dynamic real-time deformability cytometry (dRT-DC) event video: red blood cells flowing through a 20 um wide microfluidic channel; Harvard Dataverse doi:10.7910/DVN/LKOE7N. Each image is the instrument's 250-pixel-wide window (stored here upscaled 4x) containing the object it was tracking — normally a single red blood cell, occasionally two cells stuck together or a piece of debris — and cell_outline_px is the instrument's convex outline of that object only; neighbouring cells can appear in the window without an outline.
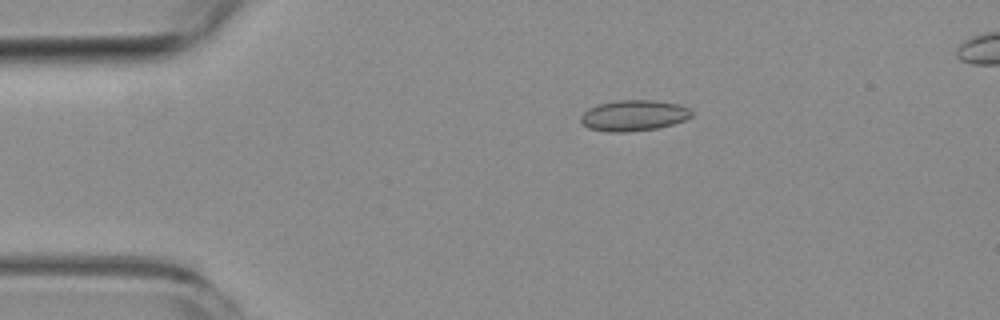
{"species": "common noctule bat (a hibernating species)", "species_latin": "Nyctalus noctula", "temperature_condition": "room temperature", "stored_images_in_passage": 8, "camera_frame_rate_fps": 3000, "um_per_image_px": 0.085, "animal": {"sex": "female", "body_mass_g": 19.3, "forearm_length_mm": 54.1}, "frame": {"image": 1, "passage_image": 2, "time_ms": 2.0, "image_size_px": [1000, 320], "cell_outline_px": [[692, 116], [684, 120], [672, 124], [656, 128], [628, 132], [608, 132], [588, 128], [580, 120], [580, 116], [588, 108], [596, 104], [616, 100], [652, 100], [680, 104], [688, 108], [692, 112]], "centroid_in_image_um": [53.84, 9.81], "position_along_channel_um": 31.2, "area_um2": 20.0}}
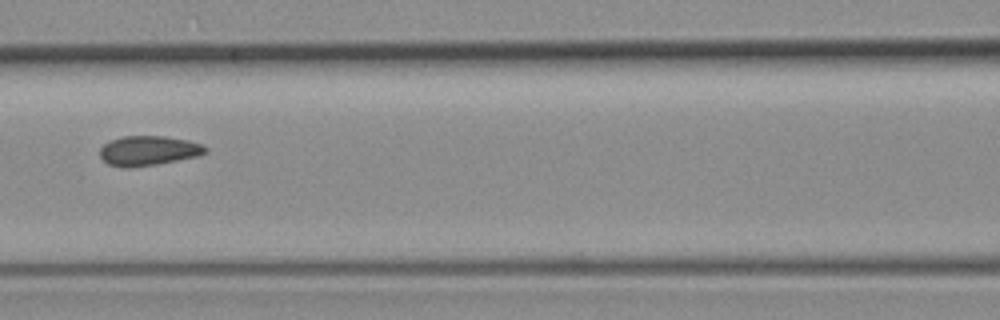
{"frame": {"image": 2, "passage_image": 6, "time_ms": 6.667, "image_size_px": [1000, 320], "cell_outline_px": [[208, 152], [200, 156], [156, 164], [128, 168], [124, 168], [108, 164], [100, 156], [100, 148], [104, 144], [112, 140], [124, 136], [164, 136], [188, 140], [204, 144], [208, 148]], "centroid_in_image_um": [12.67, 12.81], "position_along_channel_um": 153.9, "area_um2": 18.38}}
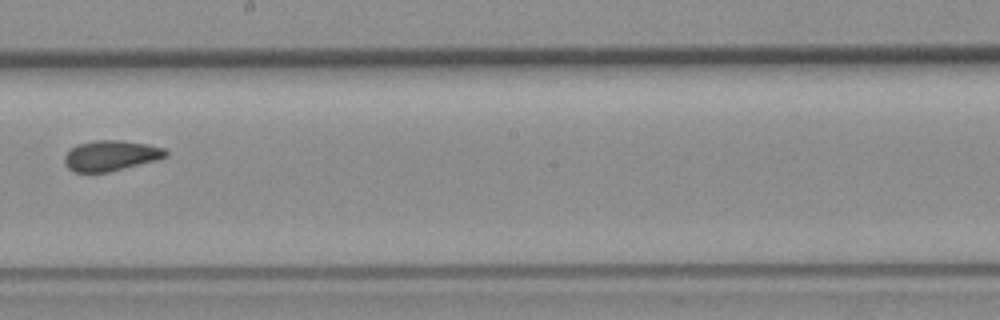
{"frame": {"image": 3, "passage_image": 8, "time_ms": 9.0, "image_size_px": [1000, 320], "cell_outline_px": [[168, 156], [156, 160], [108, 172], [72, 172], [68, 168], [64, 160], [64, 156], [76, 144], [96, 140], [124, 140], [148, 144], [164, 148], [168, 152]], "centroid_in_image_um": [9.42, 13.22], "position_along_channel_um": 238.8, "area_um2": 17.98}}